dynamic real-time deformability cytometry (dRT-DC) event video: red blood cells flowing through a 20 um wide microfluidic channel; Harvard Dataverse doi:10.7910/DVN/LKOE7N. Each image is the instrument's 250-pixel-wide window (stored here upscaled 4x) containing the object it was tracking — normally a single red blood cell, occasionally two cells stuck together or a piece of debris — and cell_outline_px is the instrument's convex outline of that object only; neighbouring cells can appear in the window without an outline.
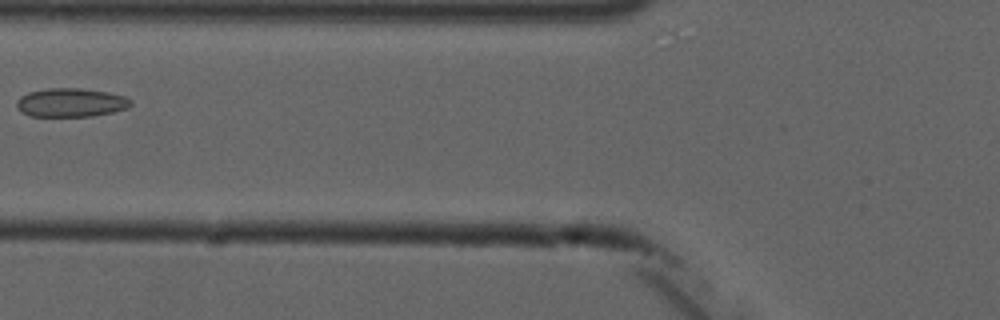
{"species": "common noctule bat (a hibernating species)", "species_latin": "Nyctalus noctula", "temperature_condition": "cold", "stored_images_in_passage": 6, "camera_frame_rate_fps": 3000, "um_per_image_px": 0.085, "animal": {"sex": "male", "forearm_length_mm": 52.5}, "frame": {"image": 1, "passage_image": 4, "time_ms": 3.667, "image_size_px": [1000, 320], "cell_outline_px": [[132, 104], [128, 108], [112, 112], [92, 116], [28, 116], [20, 112], [16, 108], [16, 100], [20, 96], [28, 92], [48, 88], [80, 88], [108, 92], [124, 96], [132, 100]], "centroid_in_image_um": [5.99, 8.72], "position_along_channel_um": 119.8, "area_um2": 19.31}}
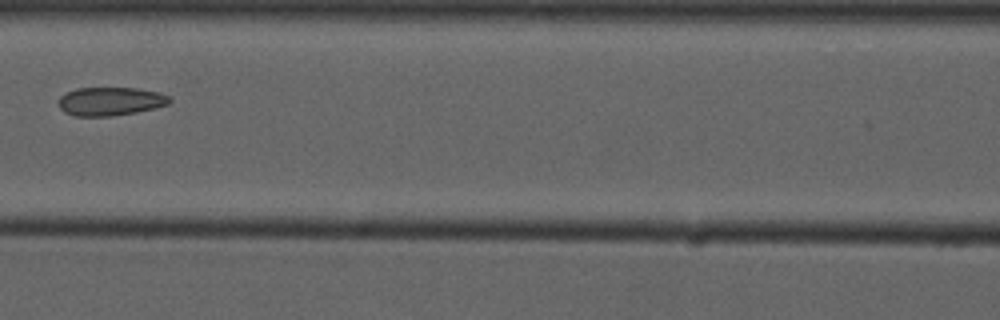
{"frame": {"image": 2, "passage_image": 5, "time_ms": 4.667, "image_size_px": [1000, 320], "cell_outline_px": [[172, 100], [168, 104], [136, 112], [112, 116], [76, 116], [64, 112], [60, 108], [60, 96], [76, 88], [136, 88], [156, 92], [168, 96]], "centroid_in_image_um": [9.36, 8.61], "position_along_channel_um": 157.2, "area_um2": 18.15}}
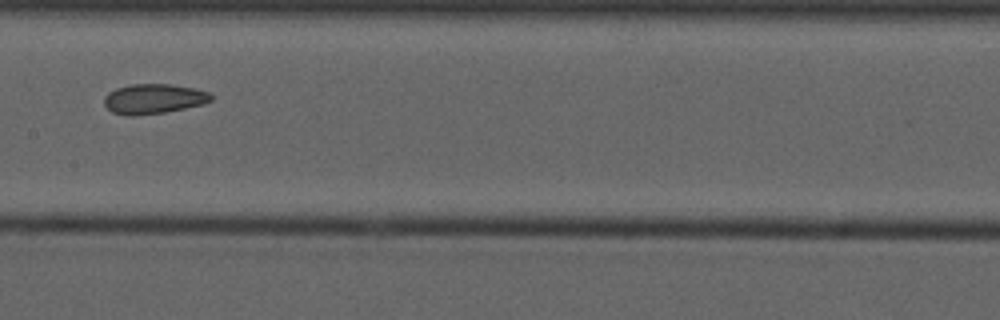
{"frame": {"image": 3, "passage_image": 6, "time_ms": 5.667, "image_size_px": [1000, 320], "cell_outline_px": [[212, 100], [204, 104], [164, 112], [132, 116], [128, 116], [112, 112], [104, 104], [104, 96], [108, 92], [116, 88], [128, 84], [168, 84], [192, 88], [208, 92], [212, 96]], "centroid_in_image_um": [13.02, 8.4], "position_along_channel_um": 194.4, "area_um2": 18.55}}